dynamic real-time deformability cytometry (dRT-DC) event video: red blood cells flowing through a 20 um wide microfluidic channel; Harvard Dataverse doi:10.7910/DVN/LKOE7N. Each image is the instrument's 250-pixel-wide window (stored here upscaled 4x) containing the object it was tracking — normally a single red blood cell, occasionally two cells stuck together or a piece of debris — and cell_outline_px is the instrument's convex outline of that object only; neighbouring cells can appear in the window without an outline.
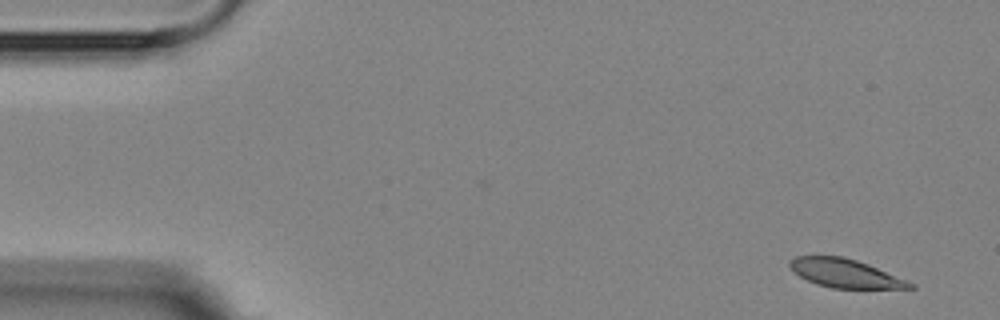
{"species": "Egyptian fruit bat (a non-hibernating species)", "species_latin": "Rousettus aegyptiacus", "temperature_condition": "room temperature", "stored_images_in_passage": 4, "camera_frame_rate_fps": 3000, "um_per_image_px": 0.085, "animal": {"sex": "female"}, "frame": {"image": 1, "passage_image": 1, "time_ms": 0.0, "image_size_px": [1000, 320], "cell_outline_px": [[916, 288], [832, 288], [816, 284], [800, 276], [788, 264], [788, 260], [796, 256], [844, 256], [868, 264], [908, 280], [916, 284]], "centroid_in_image_um": [71.87, 23.23], "position_along_channel_um": 13.1, "area_um2": 19.94}}
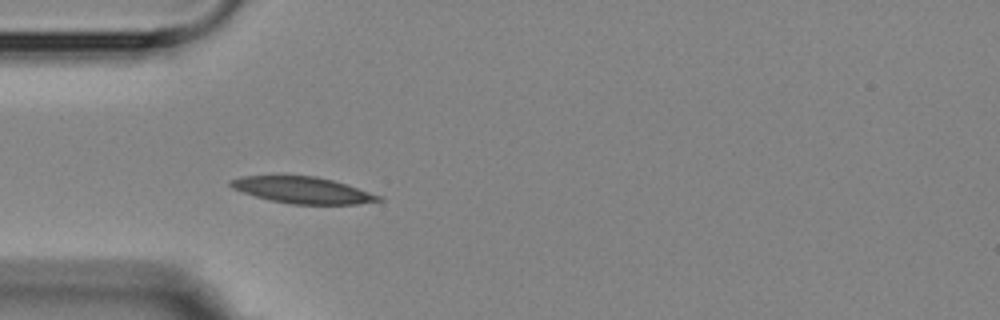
{"frame": {"image": 2, "passage_image": 4, "time_ms": 4.333, "image_size_px": [1000, 320], "cell_outline_px": [[384, 200], [356, 204], [292, 204], [272, 200], [256, 196], [232, 188], [228, 184], [228, 180], [244, 176], [316, 176], [348, 184], [384, 196]], "centroid_in_image_um": [25.79, 16.16], "position_along_channel_um": 59.2, "area_um2": 22.77}}